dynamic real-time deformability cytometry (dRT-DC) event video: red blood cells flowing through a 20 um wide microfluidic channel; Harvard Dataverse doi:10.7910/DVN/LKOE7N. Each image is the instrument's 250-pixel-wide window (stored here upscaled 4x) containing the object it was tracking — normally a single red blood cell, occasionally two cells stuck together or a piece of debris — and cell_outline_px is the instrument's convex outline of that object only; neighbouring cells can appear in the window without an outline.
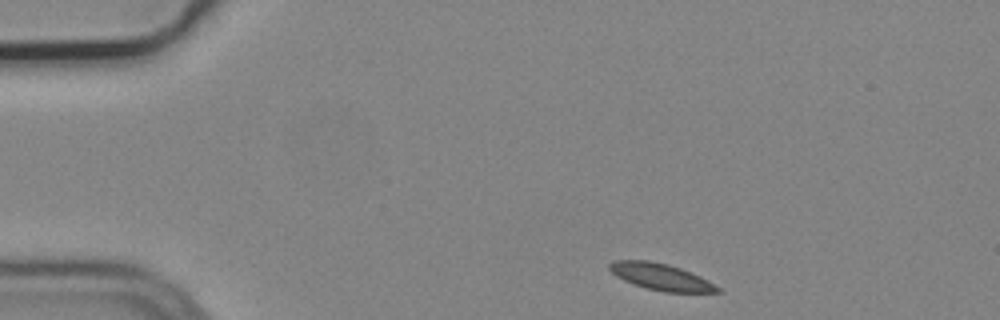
{"species": "common noctule bat (a hibernating species)", "species_latin": "Nyctalus noctula", "temperature_condition": "cold", "stored_images_in_passage": 3, "camera_frame_rate_fps": 3000, "um_per_image_px": 0.085, "animal": {"sex": "male", "body_mass_g": 19.2, "forearm_length_mm": 51.8}, "frame": {"image": 1, "passage_image": 1, "time_ms": 0.0, "image_size_px": [1000, 320], "cell_outline_px": [[724, 292], [664, 292], [648, 288], [624, 280], [616, 276], [608, 268], [608, 264], [612, 260], [648, 260], [668, 264], [692, 272], [700, 276], [720, 288]], "centroid_in_image_um": [56.17, 23.52], "position_along_channel_um": 28.8, "area_um2": 16.65}}